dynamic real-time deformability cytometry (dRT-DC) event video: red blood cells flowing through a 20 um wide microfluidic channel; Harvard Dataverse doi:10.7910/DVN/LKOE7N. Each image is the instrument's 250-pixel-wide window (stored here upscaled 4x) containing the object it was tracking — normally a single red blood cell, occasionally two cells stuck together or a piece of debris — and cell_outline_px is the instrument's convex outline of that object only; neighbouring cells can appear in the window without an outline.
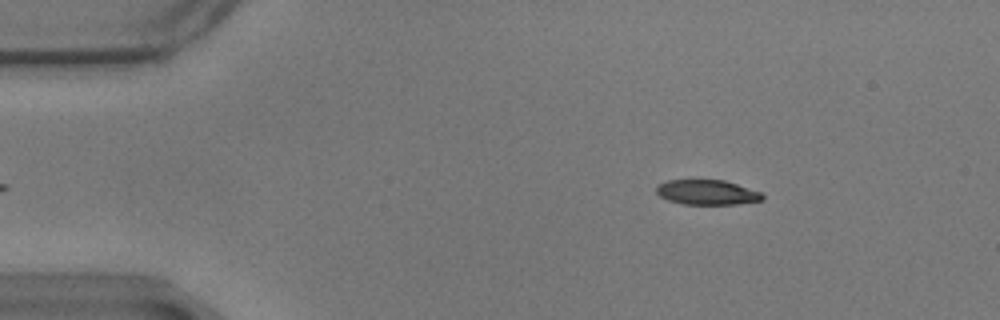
{"species": "common noctule bat (a hibernating species)", "species_latin": "Nyctalus noctula", "temperature_condition": "warm", "stored_images_in_passage": 51, "camera_frame_rate_fps": 3000, "um_per_image_px": 0.085, "animal": {"sex": "male", "body_mass_g": 17.9}, "frame": {"image": 1, "passage_image": 2, "time_ms": 0.333, "image_size_px": [1000, 320], "cell_outline_px": [[764, 200], [736, 204], [684, 204], [668, 200], [660, 196], [656, 192], [656, 184], [668, 180], [724, 180], [760, 192], [764, 196]], "centroid_in_image_um": [60.07, 16.34], "position_along_channel_um": 24.9, "area_um2": 15.32}}
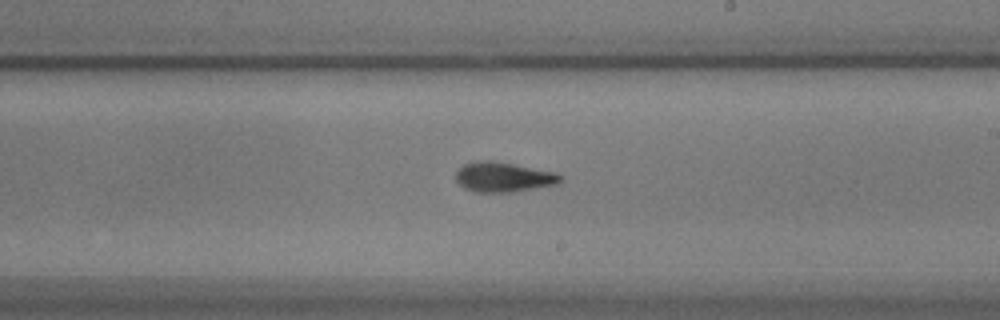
{"frame": {"image": 2, "passage_image": 27, "time_ms": 8.667, "image_size_px": [1000, 320], "cell_outline_px": [[564, 176], [556, 184], [508, 192], [476, 192], [464, 188], [456, 180], [456, 172], [464, 164], [476, 160], [492, 160], [556, 172]], "centroid_in_image_um": [42.76, 15.03], "position_along_channel_um": 246.2, "area_um2": 18.03}}
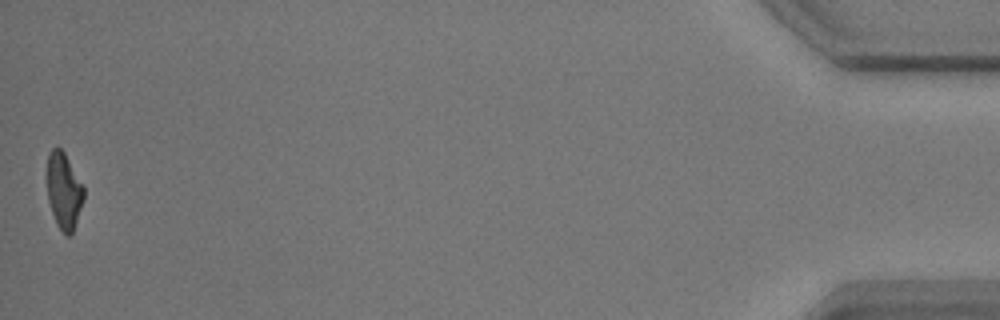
{"frame": {"image": 3, "passage_image": 51, "time_ms": 16.667, "image_size_px": [1000, 320], "cell_outline_px": [[84, 200], [72, 232], [68, 236], [56, 224], [48, 200], [48, 152], [52, 148], [60, 148], [64, 152], [84, 188]], "centroid_in_image_um": [5.43, 16.22], "position_along_channel_um": 429.8, "area_um2": 15.9}, "authors_computed_cell_mechanics": {"area_um2": 17.4556, "velocity_mm_per_s": 3.4707, "shape_relaxation_time_tau1_ms": 2.9259, "shape_relaxation_time_tau2_ms": 3.1715, "deformation_change_tau1": 0.1838, "deformation_change_tau2": 0.1173}}